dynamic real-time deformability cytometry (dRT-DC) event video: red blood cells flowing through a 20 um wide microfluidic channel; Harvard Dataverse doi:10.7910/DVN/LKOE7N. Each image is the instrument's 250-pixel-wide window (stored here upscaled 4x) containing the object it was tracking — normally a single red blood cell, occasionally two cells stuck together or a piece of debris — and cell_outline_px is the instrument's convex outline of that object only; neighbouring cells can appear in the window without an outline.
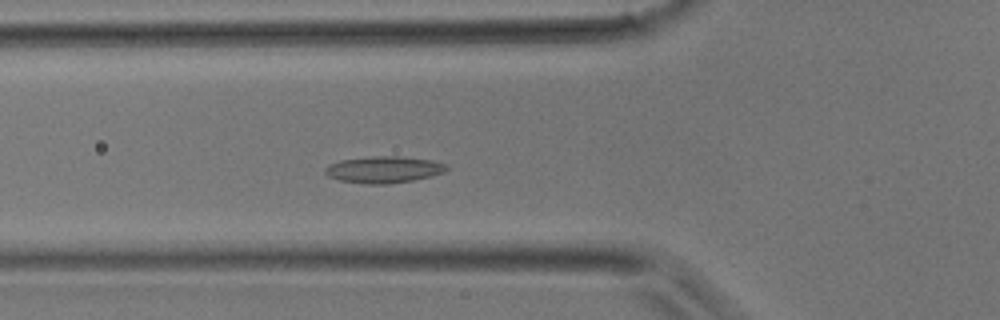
{"species": "common noctule bat (a hibernating species)", "species_latin": "Nyctalus noctula", "temperature_condition": "room temperature", "stored_images_in_passage": 39, "segment_of_instrument_passage": [1, 2], "camera_frame_rate_fps": 3000, "um_per_image_px": 0.085, "animal": {"sex": "male", "body_mass_g": 17.9}, "frame": {"image": 1, "passage_image": 13, "time_ms": 4.0, "image_size_px": [1000, 320], "cell_outline_px": [[448, 168], [444, 172], [432, 176], [412, 180], [388, 184], [368, 184], [340, 180], [328, 176], [324, 172], [324, 168], [328, 164], [340, 160], [372, 156], [400, 156], [432, 160], [448, 164]], "centroid_in_image_um": [32.62, 14.4], "position_along_channel_um": 93.2, "area_um2": 18.96}}
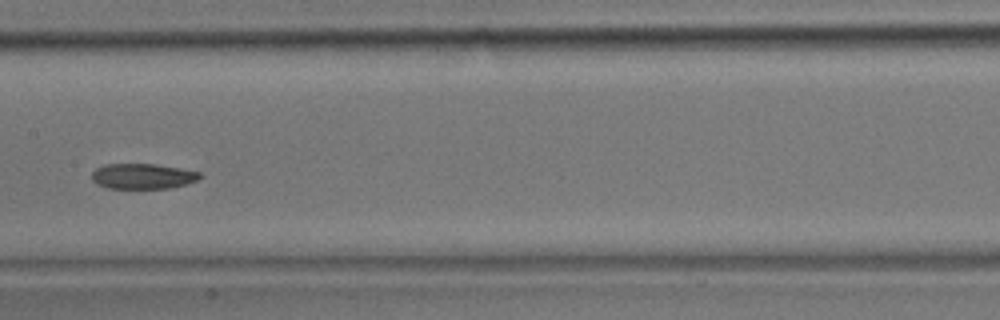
{"frame": {"image": 2, "passage_image": 19, "time_ms": 6.0, "image_size_px": [1000, 320], "cell_outline_px": [[204, 176], [196, 180], [172, 188], [108, 188], [96, 184], [92, 180], [92, 172], [96, 168], [104, 164], [156, 164], [180, 168], [200, 172]], "centroid_in_image_um": [12.12, 14.97], "position_along_channel_um": 195.3, "area_um2": 16.01}}
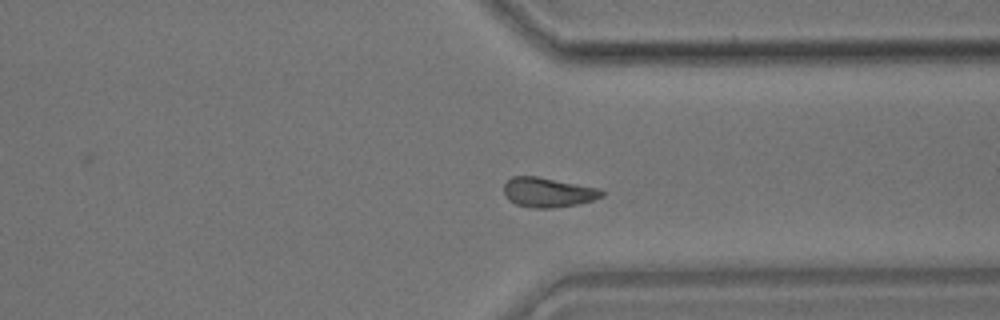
{"frame": {"image": 3, "passage_image": 29, "time_ms": 9.333, "image_size_px": [1000, 320], "cell_outline_px": [[604, 196], [592, 200], [576, 204], [552, 208], [532, 208], [516, 204], [508, 200], [504, 192], [504, 184], [512, 176], [536, 176], [600, 188], [604, 192]], "centroid_in_image_um": [46.57, 16.35], "position_along_channel_um": 364.8, "area_um2": 16.88}}